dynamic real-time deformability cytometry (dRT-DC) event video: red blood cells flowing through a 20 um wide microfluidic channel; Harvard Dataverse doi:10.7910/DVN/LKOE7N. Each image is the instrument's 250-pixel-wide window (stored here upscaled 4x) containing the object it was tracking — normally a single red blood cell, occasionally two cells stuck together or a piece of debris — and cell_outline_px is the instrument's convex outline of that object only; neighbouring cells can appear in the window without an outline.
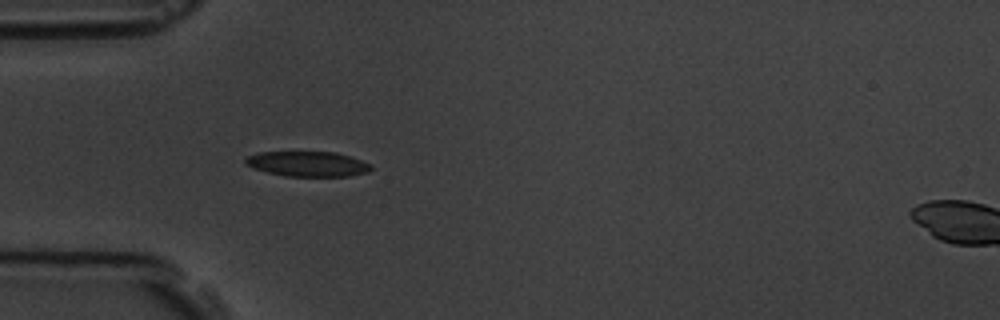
{"species": "common noctule bat (a hibernating species)", "species_latin": "Nyctalus noctula", "temperature_condition": "room temperature", "stored_images_in_passage": 4, "segment_of_instrument_passage": [1, 2], "camera_frame_rate_fps": 3000, "um_per_image_px": 0.085, "animal": {"sex": "male", "body_mass_g": 19.5, "forearm_length_mm": 54.6}, "frame": {"image": 1, "passage_image": 3, "time_ms": 2.333, "image_size_px": [1000, 320], "cell_outline_px": [[372, 168], [368, 172], [348, 176], [284, 176], [252, 168], [244, 164], [244, 160], [248, 156], [256, 152], [336, 152], [372, 164]], "centroid_in_image_um": [26.12, 13.93], "position_along_channel_um": 58.9, "area_um2": 18.38}}